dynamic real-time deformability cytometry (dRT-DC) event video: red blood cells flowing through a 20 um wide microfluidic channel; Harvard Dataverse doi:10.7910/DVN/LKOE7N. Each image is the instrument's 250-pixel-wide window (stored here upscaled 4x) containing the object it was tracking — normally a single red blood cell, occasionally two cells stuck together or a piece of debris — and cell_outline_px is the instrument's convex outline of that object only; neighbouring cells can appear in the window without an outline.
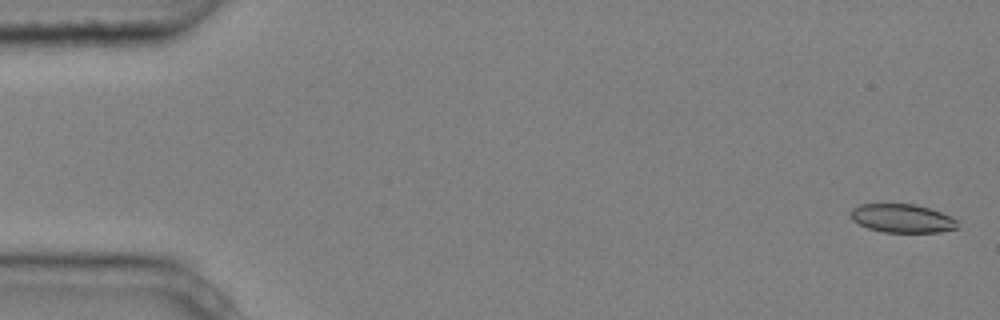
{"species": "common noctule bat (a hibernating species)", "species_latin": "Nyctalus noctula", "temperature_condition": "cold", "stored_images_in_passage": 5, "camera_frame_rate_fps": 3000, "um_per_image_px": 0.085, "animal": {"sex": "male", "body_mass_g": 20.4}, "frame": {"image": 1, "passage_image": 1, "time_ms": 0.0, "image_size_px": [1000, 320], "cell_outline_px": [[960, 228], [940, 232], [884, 232], [868, 228], [852, 220], [852, 208], [860, 204], [916, 204], [940, 212], [956, 220]], "centroid_in_image_um": [76.7, 18.56], "position_along_channel_um": 8.3, "area_um2": 17.63}}
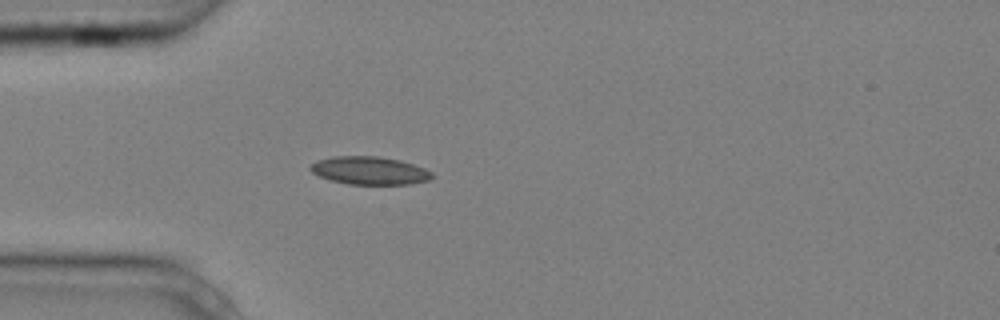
{"frame": {"image": 2, "passage_image": 5, "time_ms": 1.333, "image_size_px": [1000, 320], "cell_outline_px": [[432, 176], [428, 180], [408, 184], [348, 184], [328, 180], [312, 172], [308, 168], [316, 160], [332, 156], [376, 156], [400, 160], [424, 168], [432, 172]], "centroid_in_image_um": [31.36, 14.49], "position_along_channel_um": 53.6, "area_um2": 19.77}}